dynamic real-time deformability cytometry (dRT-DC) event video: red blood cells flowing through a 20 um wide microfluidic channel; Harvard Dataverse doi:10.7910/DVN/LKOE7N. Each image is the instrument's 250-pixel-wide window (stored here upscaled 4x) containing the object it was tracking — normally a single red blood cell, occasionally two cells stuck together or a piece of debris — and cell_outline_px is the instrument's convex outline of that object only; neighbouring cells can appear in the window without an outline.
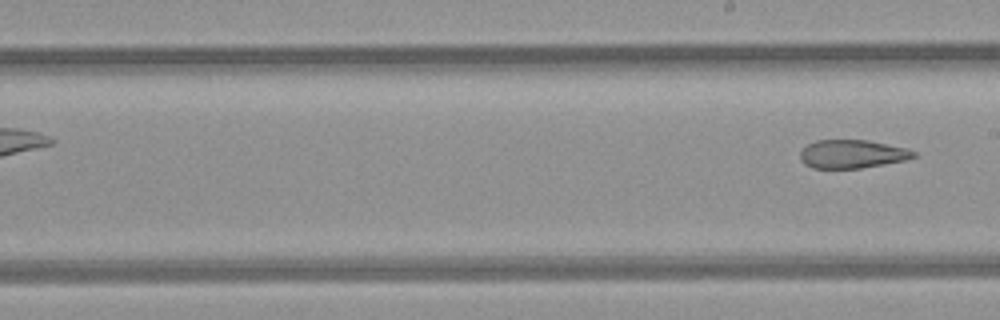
{"species": "common noctule bat (a hibernating species)", "species_latin": "Nyctalus noctula", "temperature_condition": "room temperature", "stored_images_in_passage": 6, "segment_of_instrument_passage": [2, 2], "camera_frame_rate_fps": 3000, "um_per_image_px": 0.085, "animal": {"sex": "female", "body_mass_g": 21.9}, "frame": {"image": 1, "passage_image": 6, "time_ms": 6.667, "image_size_px": [1000, 320], "cell_outline_px": [[916, 156], [908, 160], [860, 168], [812, 168], [804, 164], [800, 160], [800, 152], [808, 144], [816, 140], [868, 140], [908, 148], [916, 152]], "centroid_in_image_um": [72.45, 13.09], "position_along_channel_um": 216.5, "area_um2": 18.9}}